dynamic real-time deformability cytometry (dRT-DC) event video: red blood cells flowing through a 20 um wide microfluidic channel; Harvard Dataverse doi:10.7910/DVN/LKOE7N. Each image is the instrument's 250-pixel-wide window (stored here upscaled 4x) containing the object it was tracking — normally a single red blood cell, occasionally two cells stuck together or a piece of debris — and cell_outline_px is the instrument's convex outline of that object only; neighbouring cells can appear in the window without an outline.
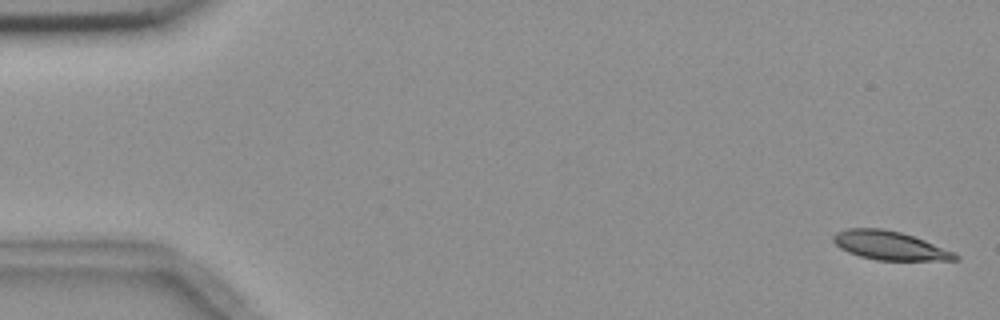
{"species": "common noctule bat (a hibernating species)", "species_latin": "Nyctalus noctula", "temperature_condition": "room temperature", "stored_images_in_passage": 6, "camera_frame_rate_fps": 3000, "um_per_image_px": 0.085, "animal": {"sex": "female", "body_mass_g": 18.4}, "frame": {"image": 1, "passage_image": 1, "time_ms": 0.0, "image_size_px": [1000, 320], "cell_outline_px": [[960, 260], [876, 260], [860, 256], [848, 252], [840, 248], [832, 240], [832, 236], [836, 232], [848, 228], [880, 228], [900, 232], [924, 240], [952, 252], [960, 256]], "centroid_in_image_um": [75.58, 20.87], "position_along_channel_um": 9.4, "area_um2": 20.17}}